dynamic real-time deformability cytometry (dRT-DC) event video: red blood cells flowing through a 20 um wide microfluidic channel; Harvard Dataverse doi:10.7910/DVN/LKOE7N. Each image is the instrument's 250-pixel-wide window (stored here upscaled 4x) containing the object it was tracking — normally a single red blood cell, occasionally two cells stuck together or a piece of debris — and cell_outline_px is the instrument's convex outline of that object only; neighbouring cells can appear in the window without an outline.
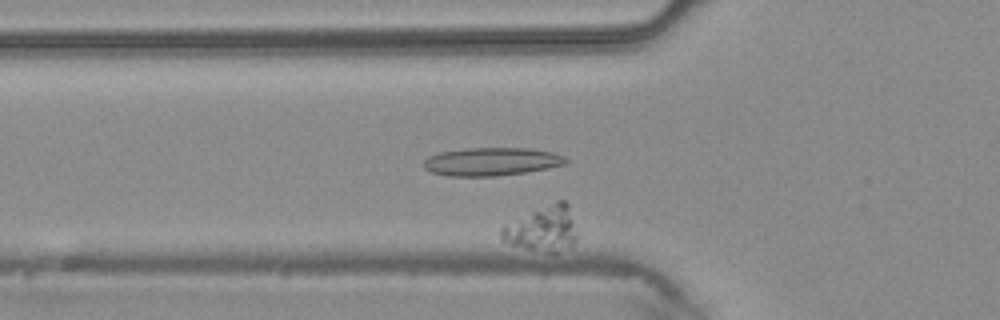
{"species": "common noctule bat (a hibernating species)", "species_latin": "Nyctalus noctula", "temperature_condition": "warm", "stored_images_in_passage": 42, "camera_frame_rate_fps": 3000, "um_per_image_px": 0.085, "animal": {"sex": "male", "body_mass_g": 20.4}, "frame": {"image": 1, "passage_image": 14, "time_ms": 4.333, "image_size_px": [1000, 320], "cell_outline_px": [[576, 240], [572, 248], [556, 252], [548, 252], [528, 248], [512, 244], [500, 240], [500, 228], [504, 224], [556, 200], [564, 200], [568, 204], [576, 236]], "centroid_in_image_um": [46.1, 19.45], "position_along_channel_um": 79.7, "area_um2": 19.77}}
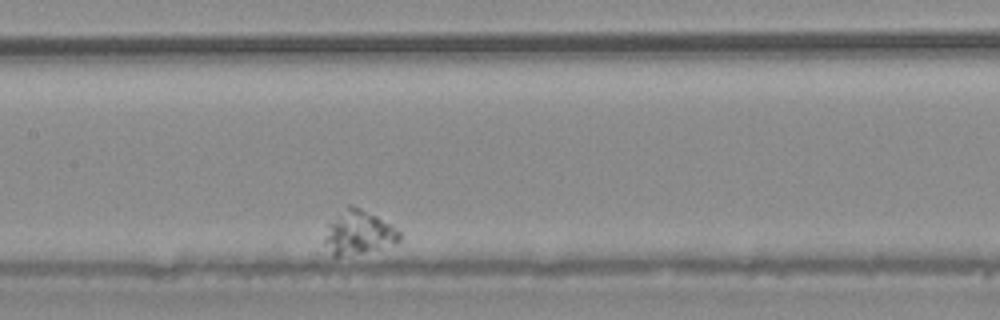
{"frame": {"image": 2, "passage_image": 24, "time_ms": 7.667, "image_size_px": [1000, 320], "cell_outline_px": [[400, 240], [396, 244], [340, 256], [332, 256], [324, 240], [324, 236], [328, 224], [348, 204], [352, 204], [376, 216], [396, 228], [400, 232]], "centroid_in_image_um": [30.46, 19.75], "position_along_channel_um": 176.9, "area_um2": 18.67}}
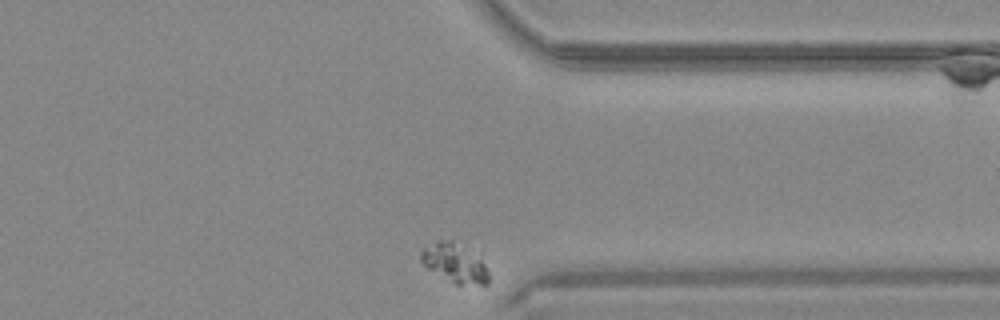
{"frame": {"image": 3, "passage_image": 42, "time_ms": 13.667, "image_size_px": [1000, 320], "cell_outline_px": [[488, 284], [456, 284], [428, 268], [420, 260], [420, 252], [424, 248], [436, 240], [452, 240], [480, 252], [488, 272]], "centroid_in_image_um": [38.7, 22.3], "position_along_channel_um": 372.7, "area_um2": 15.72}}